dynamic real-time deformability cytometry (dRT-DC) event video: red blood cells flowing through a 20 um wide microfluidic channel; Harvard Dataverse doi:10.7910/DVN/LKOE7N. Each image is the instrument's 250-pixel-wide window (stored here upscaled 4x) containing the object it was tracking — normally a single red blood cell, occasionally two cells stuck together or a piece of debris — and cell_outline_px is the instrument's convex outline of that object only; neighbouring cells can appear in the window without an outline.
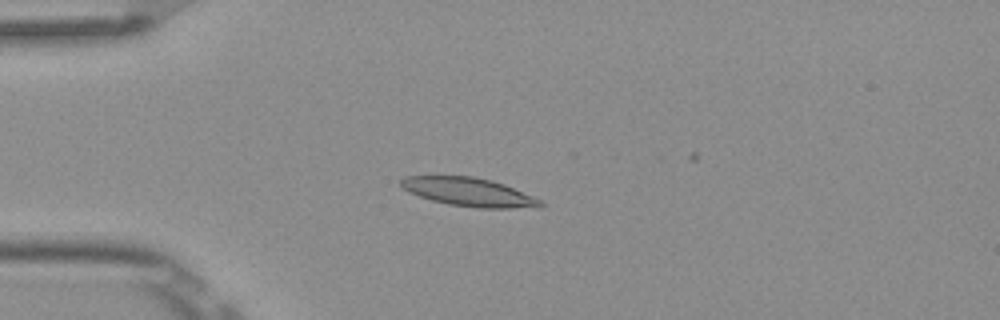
{"species": "Egyptian fruit bat (a non-hibernating species)", "species_latin": "Rousettus aegyptiacus", "temperature_condition": "room temperature", "stored_images_in_passage": 4, "camera_frame_rate_fps": 3000, "um_per_image_px": 0.085, "frame": {"image": 1, "passage_image": 4, "time_ms": 1.0, "image_size_px": [1000, 320], "cell_outline_px": [[544, 204], [512, 208], [480, 208], [448, 204], [432, 200], [408, 192], [400, 184], [400, 180], [404, 176], [472, 176], [492, 180], [504, 184], [532, 196], [540, 200]], "centroid_in_image_um": [39.77, 16.3], "position_along_channel_um": 45.2, "area_um2": 22.72}}